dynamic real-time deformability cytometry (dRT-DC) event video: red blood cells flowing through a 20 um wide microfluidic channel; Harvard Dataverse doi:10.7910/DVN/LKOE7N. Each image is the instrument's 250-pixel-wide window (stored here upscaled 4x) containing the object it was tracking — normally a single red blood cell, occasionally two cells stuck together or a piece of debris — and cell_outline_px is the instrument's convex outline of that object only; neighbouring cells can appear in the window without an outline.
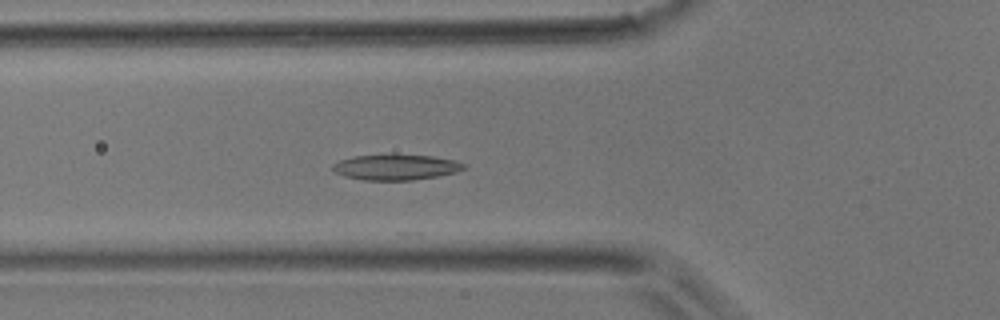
{"species": "common noctule bat (a hibernating species)", "species_latin": "Nyctalus noctula", "temperature_condition": "room temperature", "stored_images_in_passage": 32, "camera_frame_rate_fps": 3000, "um_per_image_px": 0.085, "animal": {"sex": "male", "body_mass_g": 17.9}, "frame": {"image": 1, "passage_image": 2, "time_ms": 0.333, "image_size_px": [1000, 320], "cell_outline_px": [[468, 168], [456, 172], [436, 176], [412, 180], [364, 180], [344, 176], [336, 172], [332, 168], [332, 164], [340, 160], [352, 156], [392, 152], [432, 156], [456, 160], [464, 164]], "centroid_in_image_um": [33.65, 14.17], "position_along_channel_um": 92.2, "area_um2": 20.23}}
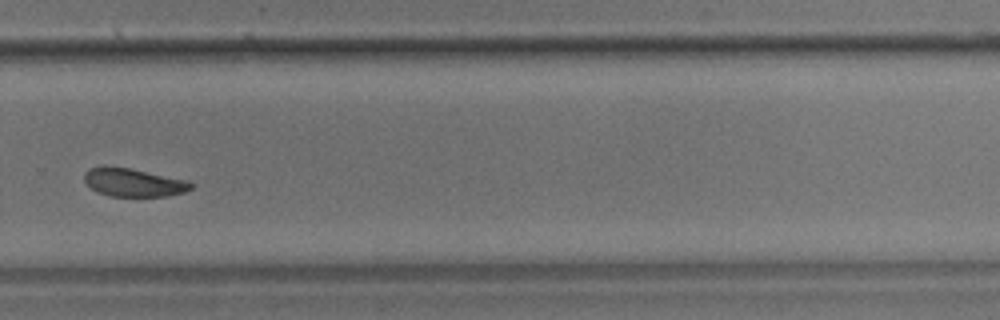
{"frame": {"image": 2, "passage_image": 18, "time_ms": 5.667, "image_size_px": [1000, 320], "cell_outline_px": [[196, 184], [192, 188], [184, 192], [164, 196], [112, 196], [96, 192], [84, 180], [84, 172], [88, 168], [104, 164], [128, 168], [188, 180]], "centroid_in_image_um": [11.32, 15.49], "position_along_channel_um": 318.5, "area_um2": 17.74}}
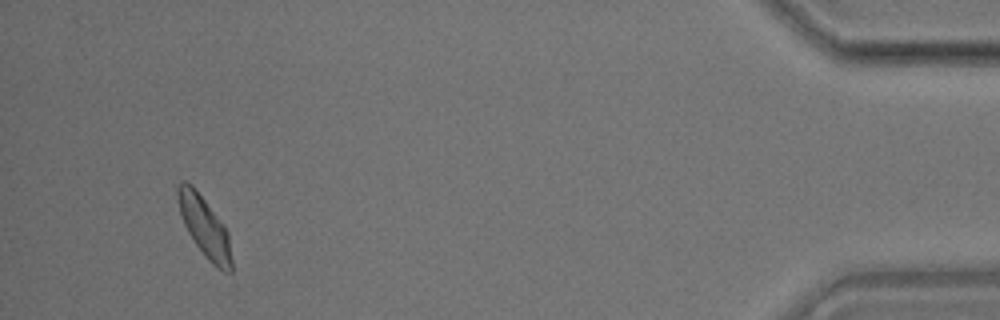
{"frame": {"image": 3, "passage_image": 30, "time_ms": 9.667, "image_size_px": [1000, 320], "cell_outline_px": [[232, 272], [224, 272], [216, 268], [204, 256], [188, 232], [184, 224], [180, 212], [176, 196], [176, 188], [184, 180], [192, 184], [224, 224], [228, 232], [232, 260]], "centroid_in_image_um": [17.4, 19.29], "position_along_channel_um": 417.8, "area_um2": 19.02}}